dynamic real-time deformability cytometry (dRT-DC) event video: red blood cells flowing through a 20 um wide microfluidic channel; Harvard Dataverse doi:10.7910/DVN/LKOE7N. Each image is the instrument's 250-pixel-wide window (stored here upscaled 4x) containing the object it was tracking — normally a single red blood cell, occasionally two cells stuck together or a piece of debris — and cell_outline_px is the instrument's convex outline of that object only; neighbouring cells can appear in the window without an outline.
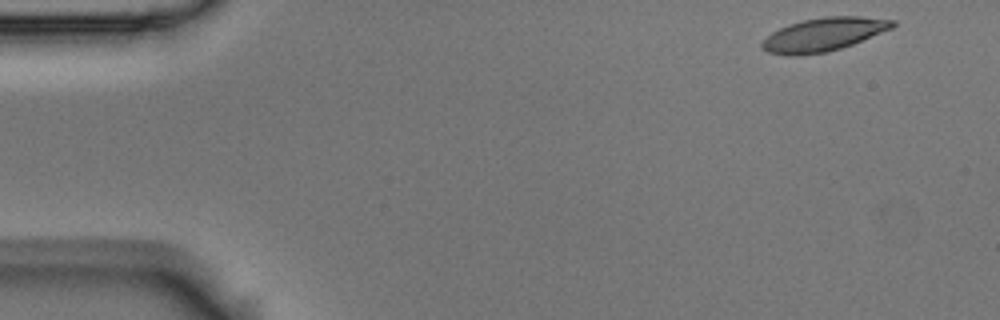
{"species": "Egyptian fruit bat (a non-hibernating species)", "species_latin": "Rousettus aegyptiacus", "temperature_condition": "room temperature", "stored_images_in_passage": 5, "segment_of_instrument_passage": [1, 2], "camera_frame_rate_fps": 3000, "um_per_image_px": 0.085, "animal": {"sex": "male"}, "frame": {"image": 1, "passage_image": 1, "time_ms": 0.0, "image_size_px": [1000, 320], "cell_outline_px": [[896, 24], [892, 28], [852, 44], [840, 48], [824, 52], [800, 56], [792, 56], [768, 52], [760, 44], [772, 32], [788, 24], [804, 20], [824, 16], [860, 16], [896, 20]], "centroid_in_image_um": [70.01, 2.92], "position_along_channel_um": 15.0, "area_um2": 25.14}}
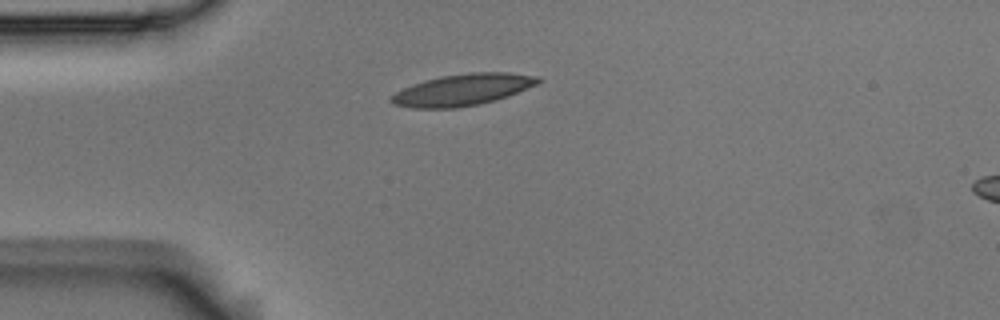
{"frame": {"image": 2, "passage_image": 4, "time_ms": 1.0, "image_size_px": [1000, 320], "cell_outline_px": [[544, 80], [536, 84], [508, 96], [496, 100], [480, 104], [456, 108], [412, 108], [392, 104], [388, 100], [396, 92], [412, 84], [424, 80], [440, 76], [472, 72], [508, 72], [540, 76]], "centroid_in_image_um": [39.33, 7.63], "position_along_channel_um": 45.7, "area_um2": 27.17}}